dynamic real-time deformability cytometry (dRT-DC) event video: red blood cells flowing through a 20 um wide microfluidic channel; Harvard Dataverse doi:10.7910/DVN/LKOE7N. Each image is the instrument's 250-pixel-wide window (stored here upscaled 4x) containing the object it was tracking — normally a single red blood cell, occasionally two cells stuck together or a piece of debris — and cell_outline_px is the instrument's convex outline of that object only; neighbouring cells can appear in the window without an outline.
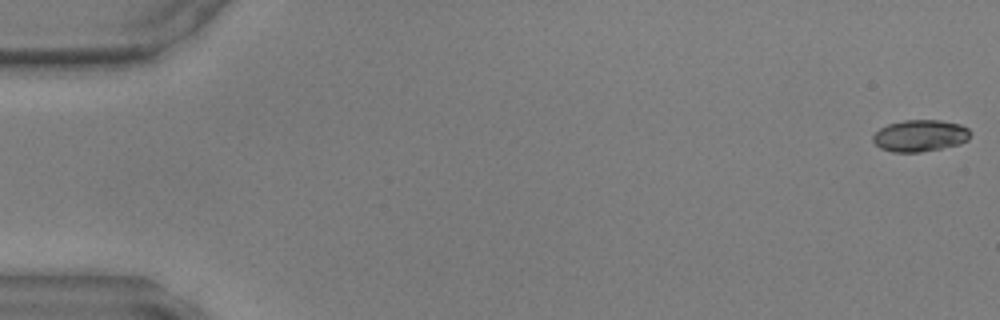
{"species": "common noctule bat (a hibernating species)", "species_latin": "Nyctalus noctula", "temperature_condition": "warm", "stored_images_in_passage": 4, "camera_frame_rate_fps": 3000, "um_per_image_px": 0.085, "animal": {"sex": "male", "body_mass_g": 17.9, "forearm_length_mm": 54.2}, "frame": {"image": 1, "passage_image": 1, "time_ms": 0.0, "image_size_px": [1000, 320], "cell_outline_px": [[972, 132], [968, 140], [960, 144], [920, 152], [892, 152], [880, 148], [872, 140], [872, 136], [880, 128], [888, 124], [904, 120], [940, 120], [960, 124], [968, 128]], "centroid_in_image_um": [78.22, 11.53], "position_along_channel_um": 6.8, "area_um2": 18.09}}